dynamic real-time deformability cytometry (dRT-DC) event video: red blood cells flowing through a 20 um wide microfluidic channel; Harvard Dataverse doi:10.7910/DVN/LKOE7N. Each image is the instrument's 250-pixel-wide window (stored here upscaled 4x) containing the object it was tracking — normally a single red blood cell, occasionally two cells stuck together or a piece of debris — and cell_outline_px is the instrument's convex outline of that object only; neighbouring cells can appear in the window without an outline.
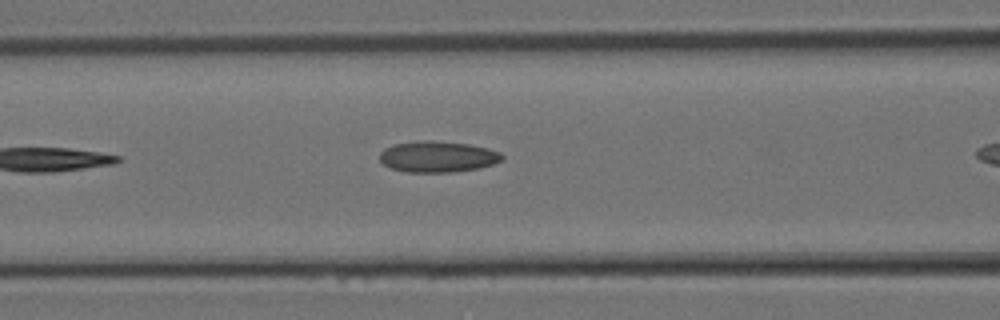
{"species": "Egyptian fruit bat (a non-hibernating species)", "species_latin": "Rousettus aegyptiacus", "temperature_condition": "room temperature", "stored_images_in_passage": 7, "camera_frame_rate_fps": 3000, "um_per_image_px": 0.085, "animal": {"sex": "female"}, "frame": {"image": 1, "passage_image": 7, "time_ms": 2.0, "image_size_px": [1000, 320], "cell_outline_px": [[504, 156], [500, 160], [492, 164], [480, 168], [452, 172], [404, 172], [392, 168], [384, 164], [380, 160], [380, 152], [384, 148], [392, 144], [424, 140], [432, 140], [468, 144], [488, 148], [500, 152]], "centroid_in_image_um": [37.18, 13.31], "position_along_channel_um": 129.4, "area_um2": 22.2}}